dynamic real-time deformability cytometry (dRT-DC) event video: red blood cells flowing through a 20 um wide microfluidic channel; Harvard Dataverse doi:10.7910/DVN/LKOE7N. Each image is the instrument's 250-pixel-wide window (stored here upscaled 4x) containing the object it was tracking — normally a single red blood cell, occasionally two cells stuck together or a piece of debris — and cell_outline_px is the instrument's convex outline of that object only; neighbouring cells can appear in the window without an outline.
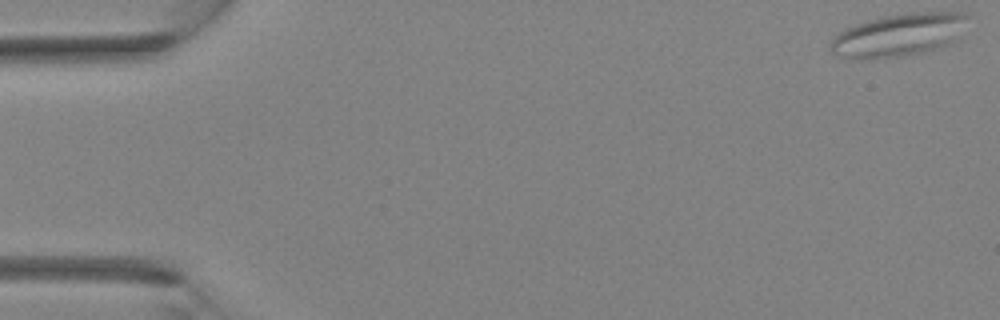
{"species": "Egyptian fruit bat (a non-hibernating species)", "species_latin": "Rousettus aegyptiacus", "temperature_condition": "room temperature", "stored_images_in_passage": 38, "camera_frame_rate_fps": 3000, "um_per_image_px": 0.085, "animal": {"sex": "female"}, "frame": {"image": 1, "passage_image": 1, "time_ms": 0.0, "image_size_px": [1000, 320], "cell_outline_px": [[964, 16], [956, 36], [948, 44], [936, 48], [904, 56], [844, 56], [832, 52], [828, 48], [832, 40], [844, 28], [868, 20], [884, 16], [904, 12], [960, 12]], "centroid_in_image_um": [76.32, 2.93], "position_along_channel_um": 8.7, "area_um2": 32.48}}
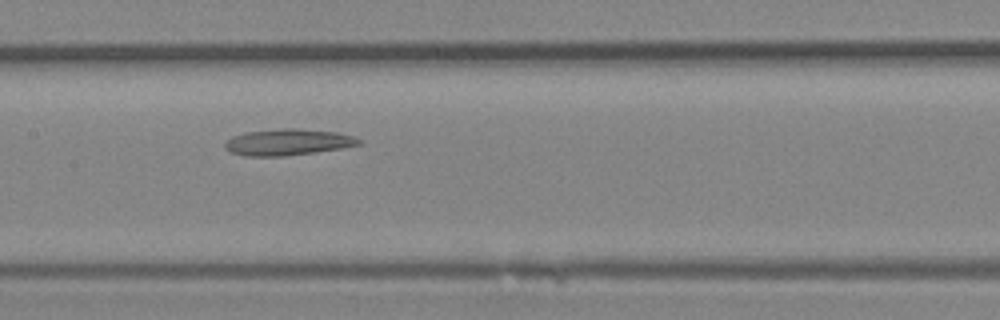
{"frame": {"image": 2, "passage_image": 19, "time_ms": 6.0, "image_size_px": [1000, 320], "cell_outline_px": [[360, 144], [340, 148], [316, 152], [284, 156], [244, 156], [232, 152], [224, 148], [224, 144], [232, 136], [244, 132], [284, 128], [292, 128], [336, 132], [352, 136], [360, 140]], "centroid_in_image_um": [24.41, 12.08], "position_along_channel_um": 183.0, "area_um2": 20.35}}
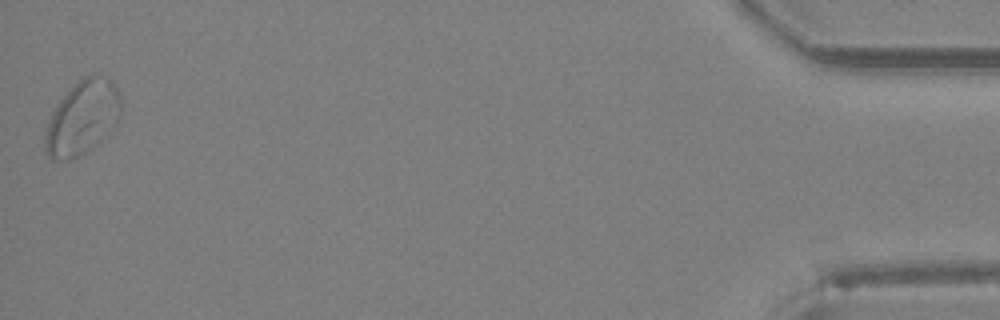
{"frame": {"image": 3, "passage_image": 38, "time_ms": 12.333, "image_size_px": [1000, 320], "cell_outline_px": [[120, 116], [116, 124], [96, 144], [84, 152], [68, 160], [52, 160], [48, 156], [44, 148], [44, 136], [52, 112], [56, 104], [84, 76], [92, 72], [96, 72], [108, 76], [112, 80], [120, 96]], "centroid_in_image_um": [7.01, 9.97], "position_along_channel_um": 428.2, "area_um2": 32.54}}